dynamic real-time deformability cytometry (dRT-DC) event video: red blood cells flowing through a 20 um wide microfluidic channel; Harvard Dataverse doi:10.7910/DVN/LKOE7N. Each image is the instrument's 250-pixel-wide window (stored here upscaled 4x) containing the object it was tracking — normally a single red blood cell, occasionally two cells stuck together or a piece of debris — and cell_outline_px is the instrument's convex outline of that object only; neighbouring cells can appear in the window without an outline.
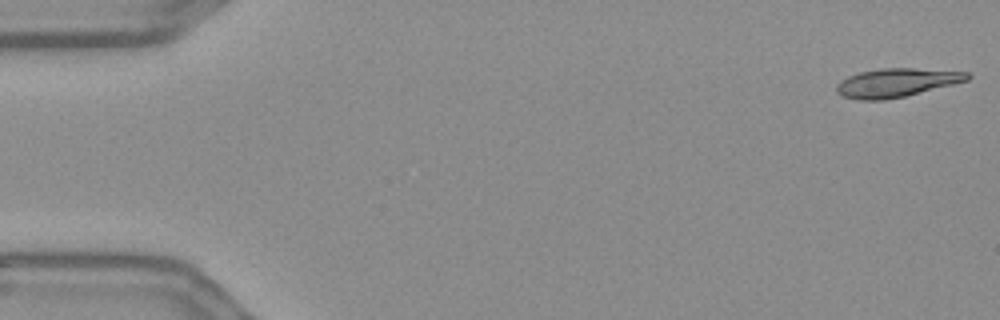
{"species": "Egyptian fruit bat (a non-hibernating species)", "species_latin": "Rousettus aegyptiacus", "temperature_condition": "warm", "stored_images_in_passage": 55, "camera_frame_rate_fps": 3000, "um_per_image_px": 0.085, "frame": {"image": 1, "passage_image": 1, "time_ms": 0.0, "image_size_px": [1000, 320], "cell_outline_px": [[972, 76], [968, 80], [904, 96], [884, 100], [856, 100], [844, 96], [836, 92], [836, 84], [840, 80], [848, 76], [860, 72], [880, 68], [916, 68], [968, 72]], "centroid_in_image_um": [76.16, 7.02], "position_along_channel_um": 8.8, "area_um2": 21.73}}
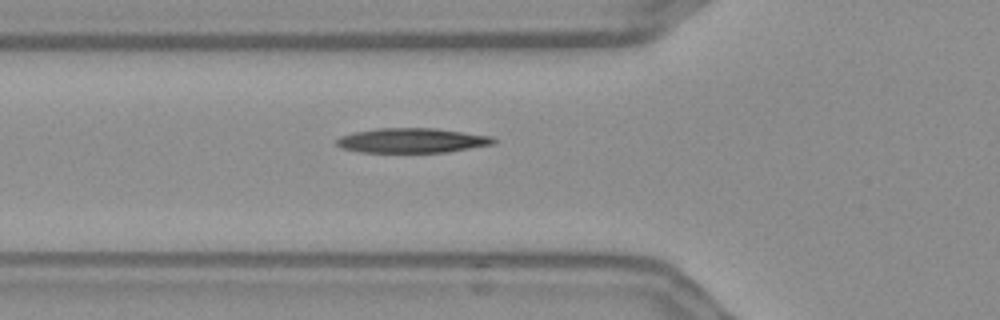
{"frame": {"image": 2, "passage_image": 19, "time_ms": 6.0, "image_size_px": [1000, 320], "cell_outline_px": [[496, 144], [448, 152], [360, 152], [344, 148], [336, 144], [336, 140], [340, 136], [352, 132], [376, 128], [436, 128], [492, 136], [496, 140]], "centroid_in_image_um": [35.05, 11.93], "position_along_channel_um": 90.8, "area_um2": 22.72}}
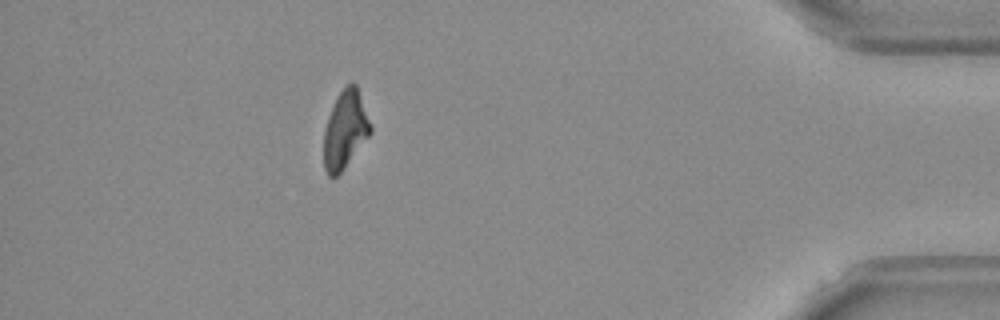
{"frame": {"image": 3, "passage_image": 49, "time_ms": 16.0, "image_size_px": [1000, 320], "cell_outline_px": [[372, 132], [340, 172], [336, 176], [328, 176], [324, 168], [324, 132], [328, 116], [336, 96], [352, 80], [356, 84], [372, 128]], "centroid_in_image_um": [29.33, 11.0], "position_along_channel_um": 405.9, "area_um2": 20.81}, "authors_computed_cell_mechanics": {"area_um2": 22.1952, "velocity_mm_per_s": 3.6484, "shape_relaxation_time_tau1_ms": 9.4609, "shape_relaxation_time_tau2_ms": null, "deformation_change_tau1": 0.2371, "deformation_change_tau2": null}}